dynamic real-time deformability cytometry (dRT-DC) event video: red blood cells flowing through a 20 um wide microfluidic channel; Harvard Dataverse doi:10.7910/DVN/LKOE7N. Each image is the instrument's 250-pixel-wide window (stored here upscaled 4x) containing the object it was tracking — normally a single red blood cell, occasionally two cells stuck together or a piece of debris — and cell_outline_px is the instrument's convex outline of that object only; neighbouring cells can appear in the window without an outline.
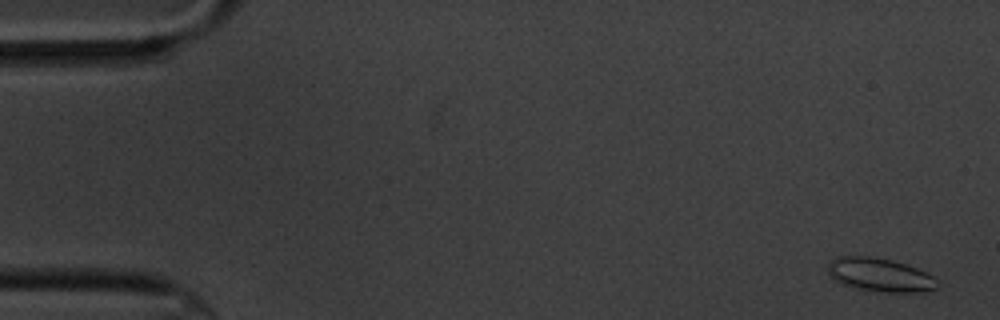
{"species": "common noctule bat (a hibernating species)", "species_latin": "Nyctalus noctula", "temperature_condition": "cold", "stored_images_in_passage": 10, "camera_frame_rate_fps": 3000, "um_per_image_px": 0.085, "animal": {"sex": "male", "body_mass_g": 20.1, "forearm_length_mm": 53.5}, "frame": {"image": 1, "passage_image": 1, "time_ms": 0.0, "image_size_px": [1000, 320], "cell_outline_px": [[940, 284], [936, 288], [920, 292], [884, 292], [856, 288], [840, 284], [832, 280], [828, 272], [828, 264], [836, 256], [872, 256], [892, 260], [916, 268], [940, 280]], "centroid_in_image_um": [74.77, 23.36], "position_along_channel_um": 10.2, "area_um2": 21.56}}
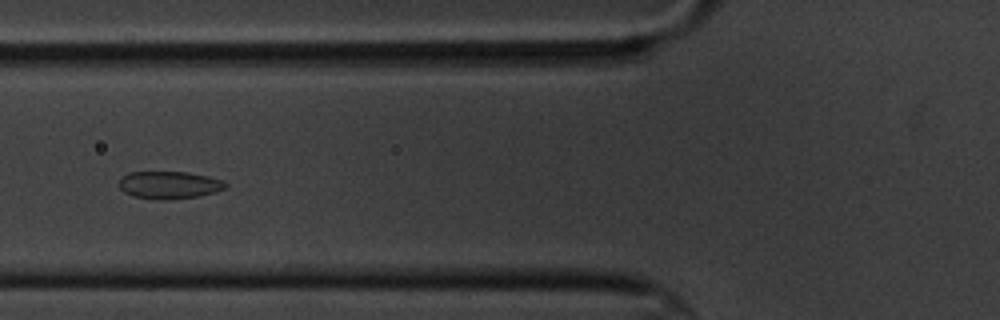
{"frame": {"image": 2, "passage_image": 6, "time_ms": 6.667, "image_size_px": [1000, 320], "cell_outline_px": [[228, 184], [224, 188], [216, 192], [200, 196], [172, 200], [156, 200], [132, 196], [124, 192], [116, 184], [120, 176], [128, 172], [188, 172], [208, 176], [220, 180]], "centroid_in_image_um": [14.31, 15.73], "position_along_channel_um": 111.5, "area_um2": 17.46}}
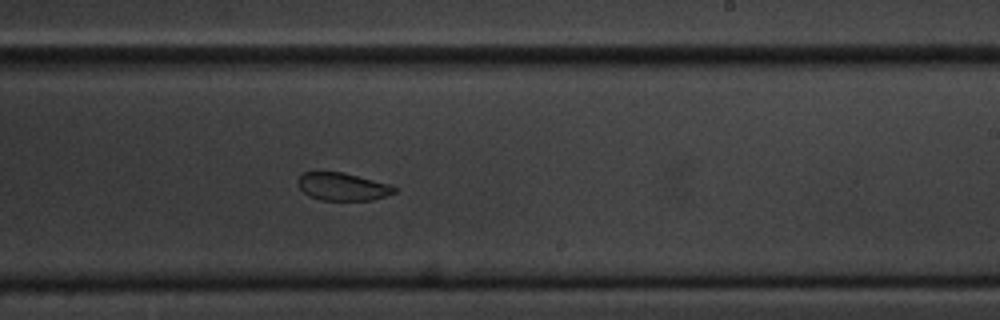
{"frame": {"image": 3, "passage_image": 10, "time_ms": 11.0, "image_size_px": [1000, 320], "cell_outline_px": [[396, 192], [372, 200], [320, 200], [308, 196], [296, 184], [296, 180], [304, 172], [344, 172], [392, 184], [396, 188]], "centroid_in_image_um": [29.11, 15.86], "position_along_channel_um": 259.9, "area_um2": 15.78}}